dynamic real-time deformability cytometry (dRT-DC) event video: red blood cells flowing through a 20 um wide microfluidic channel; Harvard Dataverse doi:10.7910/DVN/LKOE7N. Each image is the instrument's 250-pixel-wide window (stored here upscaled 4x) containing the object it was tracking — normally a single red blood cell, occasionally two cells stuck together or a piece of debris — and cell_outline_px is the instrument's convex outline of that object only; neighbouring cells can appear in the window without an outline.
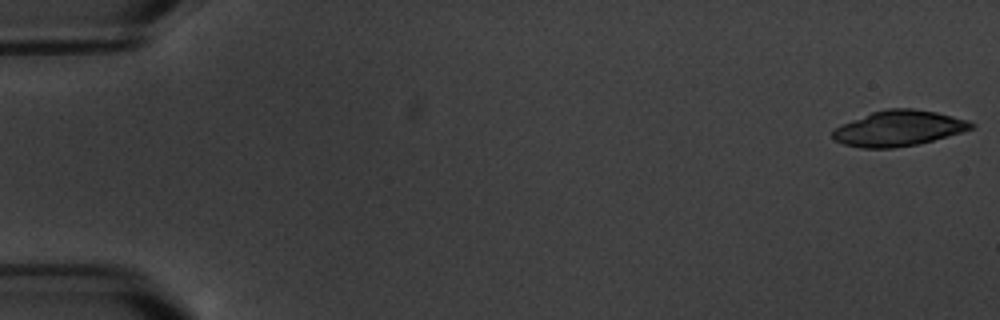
{"species": "common noctule bat (a hibernating species)", "species_latin": "Nyctalus noctula", "temperature_condition": "warm", "stored_images_in_passage": 6, "camera_frame_rate_fps": 3000, "um_per_image_px": 0.085, "animal": {"sex": "male", "body_mass_g": 20.1, "forearm_length_mm": 53.5}, "frame": {"image": 1, "passage_image": 1, "time_ms": 0.0, "image_size_px": [1000, 320], "cell_outline_px": [[976, 124], [972, 128], [960, 132], [932, 140], [916, 144], [892, 148], [860, 148], [844, 144], [836, 140], [832, 136], [832, 132], [840, 124], [872, 112], [888, 108], [912, 108], [936, 112], [968, 120]], "centroid_in_image_um": [76.36, 10.9], "position_along_channel_um": 8.6, "area_um2": 28.38}}
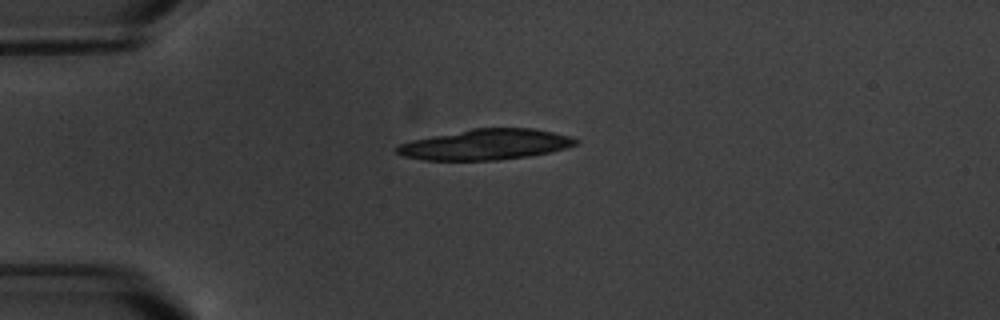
{"frame": {"image": 2, "passage_image": 5, "time_ms": 4.667, "image_size_px": [1000, 320], "cell_outline_px": [[580, 144], [568, 148], [552, 152], [528, 156], [496, 160], [424, 160], [404, 156], [396, 152], [392, 148], [400, 144], [412, 140], [472, 128], [536, 128], [572, 136], [580, 140]], "centroid_in_image_um": [41.35, 12.28], "position_along_channel_um": 43.6, "area_um2": 32.19}}